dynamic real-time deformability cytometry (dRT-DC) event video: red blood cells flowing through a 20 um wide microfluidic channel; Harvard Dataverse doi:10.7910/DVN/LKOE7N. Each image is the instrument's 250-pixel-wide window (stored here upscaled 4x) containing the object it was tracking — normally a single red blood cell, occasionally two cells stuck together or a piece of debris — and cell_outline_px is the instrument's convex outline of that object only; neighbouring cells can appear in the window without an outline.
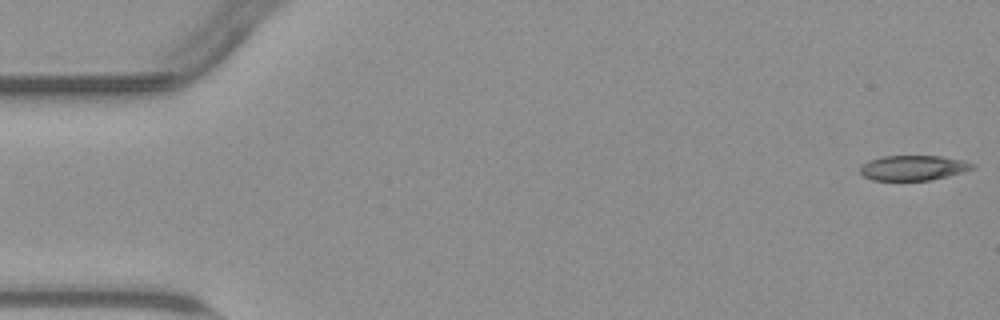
{"species": "common noctule bat (a hibernating species)", "species_latin": "Nyctalus noctula", "temperature_condition": "warm", "stored_images_in_passage": 17, "camera_frame_rate_fps": 3000, "um_per_image_px": 0.085, "animal": {"sex": "male", "body_mass_g": 23.1, "forearm_length_mm": 52.7}, "frame": {"image": 1, "passage_image": 1, "time_ms": 0.0, "image_size_px": [1000, 320], "cell_outline_px": [[976, 164], [972, 168], [964, 172], [948, 176], [928, 180], [872, 180], [864, 176], [860, 172], [860, 164], [868, 160], [884, 156], [940, 156], [964, 160]], "centroid_in_image_um": [77.61, 14.26], "position_along_channel_um": 7.4, "area_um2": 16.42}}
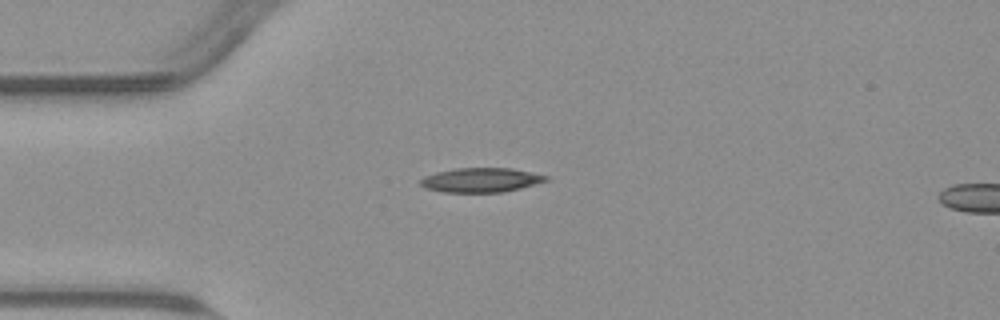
{"frame": {"image": 2, "passage_image": 14, "time_ms": 4.333, "image_size_px": [1000, 320], "cell_outline_px": [[548, 180], [520, 188], [504, 192], [440, 192], [424, 188], [420, 184], [420, 180], [424, 176], [436, 172], [456, 168], [512, 168], [548, 176]], "centroid_in_image_um": [40.83, 15.3], "position_along_channel_um": 44.2, "area_um2": 17.8}}